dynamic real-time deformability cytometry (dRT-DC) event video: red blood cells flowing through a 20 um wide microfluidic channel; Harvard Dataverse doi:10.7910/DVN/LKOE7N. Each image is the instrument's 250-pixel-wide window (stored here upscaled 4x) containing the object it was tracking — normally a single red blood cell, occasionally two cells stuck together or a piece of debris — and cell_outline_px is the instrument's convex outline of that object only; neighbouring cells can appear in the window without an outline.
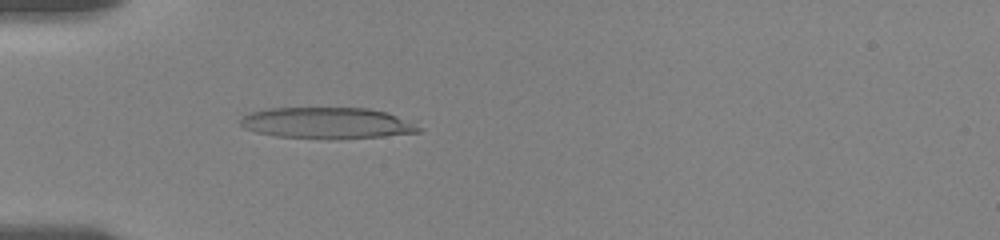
{"species": "human", "species_latin": "Homo sapiens", "temperature_condition": "room temperature", "stored_images_in_passage": 51, "camera_frame_rate_fps": 3000, "um_per_image_px": 0.085, "donor": {"sex": "female"}, "frame": {"image": 1, "passage_image": 13, "time_ms": 4.0, "image_size_px": [1000, 240], "cell_outline_px": [[424, 128], [420, 132], [384, 136], [276, 136], [256, 132], [244, 128], [240, 124], [240, 120], [244, 116], [252, 112], [268, 108], [368, 108], [388, 112]], "centroid_in_image_um": [27.81, 10.41], "position_along_channel_um": 57.2, "area_um2": 31.15}}
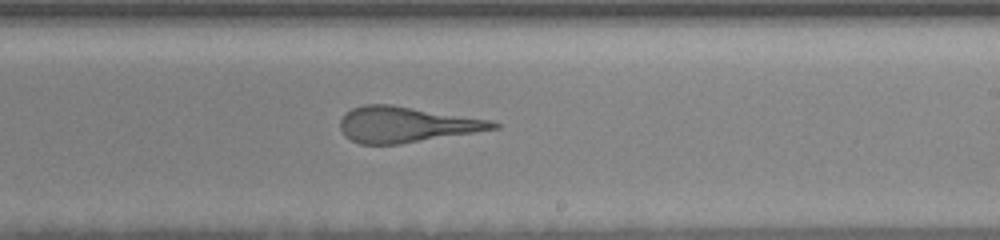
{"frame": {"image": 2, "passage_image": 30, "time_ms": 9.667, "image_size_px": [1000, 240], "cell_outline_px": [[500, 128], [400, 144], [360, 144], [344, 136], [340, 128], [340, 120], [352, 108], [364, 104], [392, 104], [492, 120], [500, 124]], "centroid_in_image_um": [34.53, 10.58], "position_along_channel_um": 254.5, "area_um2": 31.79}}
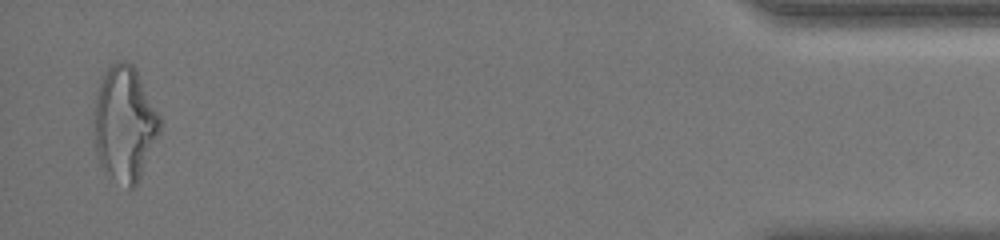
{"frame": {"image": 3, "passage_image": 50, "time_ms": 16.333, "image_size_px": [1000, 240], "cell_outline_px": [[160, 132], [140, 176], [136, 184], [132, 188], [128, 188], [104, 172], [96, 156], [92, 120], [96, 92], [108, 68], [116, 60], [124, 60], [132, 64], [160, 116]], "centroid_in_image_um": [10.54, 10.53], "position_along_channel_um": 424.7, "area_um2": 43.99}}